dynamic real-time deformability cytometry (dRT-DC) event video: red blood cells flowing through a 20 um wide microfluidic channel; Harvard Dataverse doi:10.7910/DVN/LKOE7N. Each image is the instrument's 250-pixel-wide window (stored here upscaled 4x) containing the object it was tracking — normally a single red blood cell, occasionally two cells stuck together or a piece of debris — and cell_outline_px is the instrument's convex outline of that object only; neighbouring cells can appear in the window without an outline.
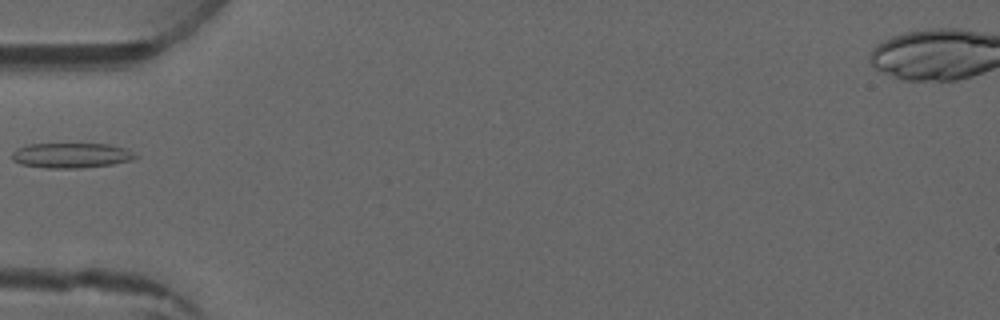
{"species": "common noctule bat (a hibernating species)", "species_latin": "Nyctalus noctula", "temperature_condition": "warm", "stored_images_in_passage": 5, "camera_frame_rate_fps": 3000, "um_per_image_px": 0.085, "animal": {"sex": "male", "forearm_length_mm": 52.5}, "frame": {"image": 1, "passage_image": 5, "time_ms": 4.667, "image_size_px": [1000, 320], "cell_outline_px": [[136, 156], [132, 160], [112, 164], [80, 168], [44, 168], [20, 164], [12, 160], [12, 152], [16, 148], [28, 144], [108, 144], [124, 148], [132, 152]], "centroid_in_image_um": [5.99, 13.21], "position_along_channel_um": 79.0, "area_um2": 17.98}}